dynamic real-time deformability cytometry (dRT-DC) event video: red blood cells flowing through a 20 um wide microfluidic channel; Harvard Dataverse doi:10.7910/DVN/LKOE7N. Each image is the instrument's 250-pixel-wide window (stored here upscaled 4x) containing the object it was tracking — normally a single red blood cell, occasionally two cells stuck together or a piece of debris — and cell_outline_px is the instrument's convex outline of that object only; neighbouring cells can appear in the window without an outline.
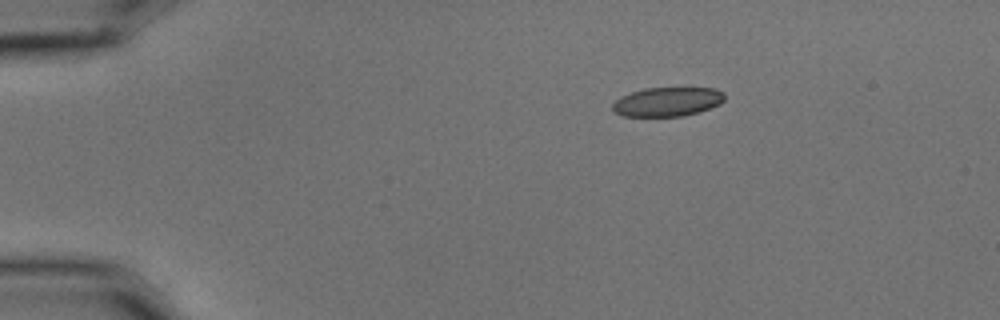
{"species": "common noctule bat (a hibernating species)", "species_latin": "Nyctalus noctula", "temperature_condition": "cold", "stored_images_in_passage": 3, "camera_frame_rate_fps": 3000, "um_per_image_px": 0.085, "animal": {"sex": "male", "body_mass_g": 15.6}, "frame": {"image": 1, "passage_image": 1, "time_ms": 0.0, "image_size_px": [1000, 320], "cell_outline_px": [[724, 100], [720, 104], [684, 116], [620, 116], [612, 112], [612, 104], [620, 96], [644, 88], [716, 88], [724, 92]], "centroid_in_image_um": [56.69, 8.65], "position_along_channel_um": 28.3, "area_um2": 19.07}}